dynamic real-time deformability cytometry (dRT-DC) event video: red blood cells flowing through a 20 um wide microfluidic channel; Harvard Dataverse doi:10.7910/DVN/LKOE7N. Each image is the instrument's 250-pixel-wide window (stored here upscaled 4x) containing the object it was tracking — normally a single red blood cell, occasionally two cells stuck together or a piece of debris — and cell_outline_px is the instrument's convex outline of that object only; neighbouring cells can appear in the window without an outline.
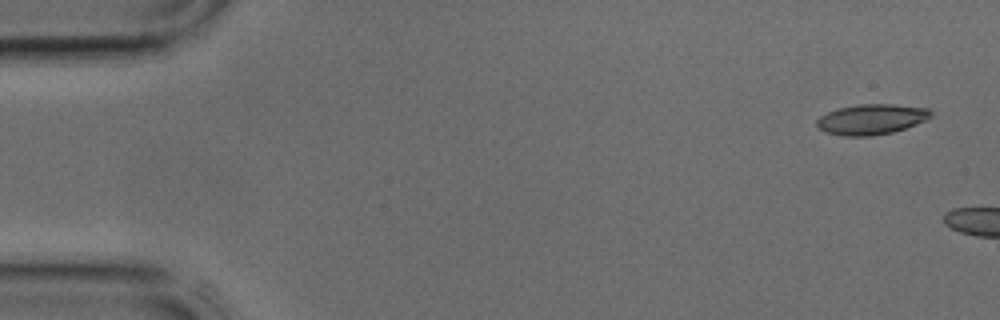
{"species": "common noctule bat (a hibernating species)", "species_latin": "Nyctalus noctula", "temperature_condition": "cold", "stored_images_in_passage": 3, "camera_frame_rate_fps": 3000, "um_per_image_px": 0.085, "animal": {"sex": "male", "body_mass_g": 17.9, "forearm_length_mm": 54.2}, "frame": {"image": 1, "passage_image": 1, "time_ms": 0.0, "image_size_px": [1000, 320], "cell_outline_px": [[932, 116], [928, 120], [892, 132], [872, 136], [844, 136], [824, 132], [816, 124], [816, 120], [820, 116], [828, 112], [840, 108], [860, 104], [892, 104], [928, 108], [932, 112]], "centroid_in_image_um": [74.09, 10.14], "position_along_channel_um": 10.9, "area_um2": 20.17}}